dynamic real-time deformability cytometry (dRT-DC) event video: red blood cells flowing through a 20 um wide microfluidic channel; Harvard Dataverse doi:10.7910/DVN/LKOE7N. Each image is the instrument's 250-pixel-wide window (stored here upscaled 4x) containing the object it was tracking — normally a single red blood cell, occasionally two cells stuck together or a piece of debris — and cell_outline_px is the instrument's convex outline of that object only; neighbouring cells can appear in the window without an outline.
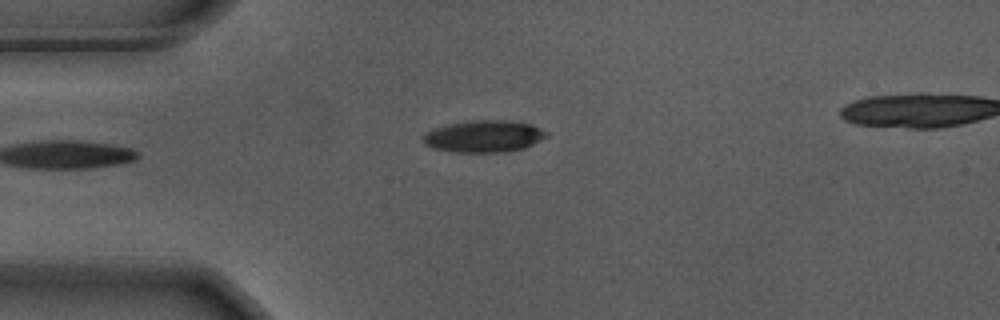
{"species": "Egyptian fruit bat (a non-hibernating species)", "species_latin": "Rousettus aegyptiacus", "temperature_condition": "warm", "stored_images_in_passage": 36, "camera_frame_rate_fps": 3000, "um_per_image_px": 0.085, "animal": {"sex": "male"}, "frame": {"image": 1, "passage_image": 1, "time_ms": 0.0, "image_size_px": [1000, 320], "cell_outline_px": [[548, 136], [524, 148], [504, 152], [456, 152], [436, 148], [424, 144], [420, 140], [420, 136], [436, 128], [452, 124], [476, 120], [496, 120], [532, 124], [548, 132]], "centroid_in_image_um": [41.13, 11.6], "position_along_channel_um": 43.9, "area_um2": 22.6}}
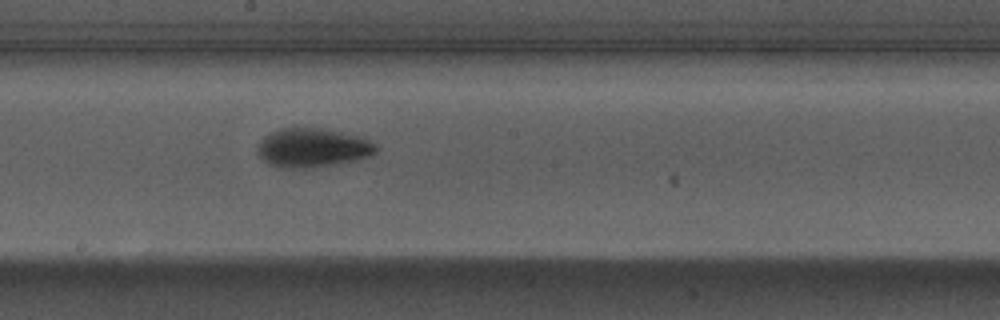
{"frame": {"image": 2, "passage_image": 17, "time_ms": 5.333, "image_size_px": [1000, 320], "cell_outline_px": [[376, 152], [368, 156], [356, 160], [336, 164], [312, 168], [276, 168], [268, 164], [260, 156], [260, 140], [264, 136], [280, 128], [328, 128], [356, 136], [376, 144]], "centroid_in_image_um": [26.55, 12.57], "position_along_channel_um": 221.6, "area_um2": 26.76}}
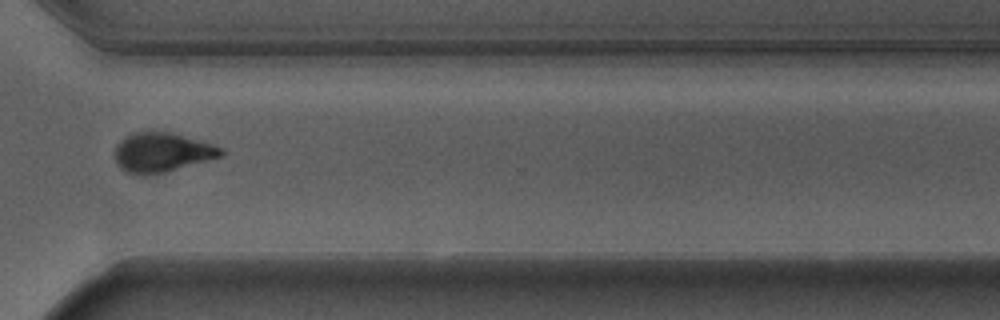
{"frame": {"image": 3, "passage_image": 28, "time_ms": 9.0, "image_size_px": [1000, 320], "cell_outline_px": [[224, 156], [164, 172], [144, 176], [128, 172], [120, 168], [116, 164], [116, 144], [124, 136], [136, 132], [172, 132], [212, 144], [224, 148]], "centroid_in_image_um": [13.77, 12.95], "position_along_channel_um": 356.8, "area_um2": 24.39}, "authors_computed_cell_mechanics": {"area_um2": 24.854, "velocity_mm_per_s": 3.6938, "shape_relaxation_time_tau1_ms": 2.411, "shape_relaxation_time_tau2_ms": 2.283, "deformation_change_tau1": 0.1741, "deformation_change_tau2": 0.0806}}